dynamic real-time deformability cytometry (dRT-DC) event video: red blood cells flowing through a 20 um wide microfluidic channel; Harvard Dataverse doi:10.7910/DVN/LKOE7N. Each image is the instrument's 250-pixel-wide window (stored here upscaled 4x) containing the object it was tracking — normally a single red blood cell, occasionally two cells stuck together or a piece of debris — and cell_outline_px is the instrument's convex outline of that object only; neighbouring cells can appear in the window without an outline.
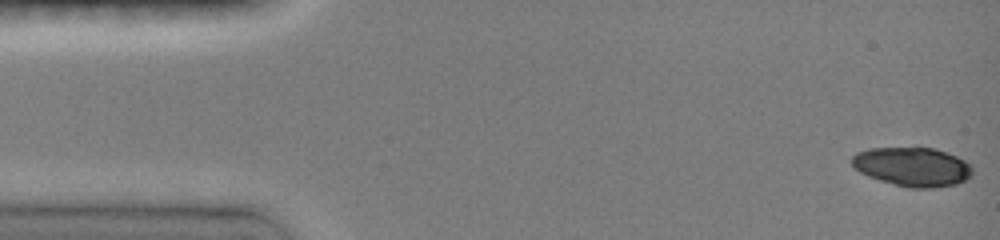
{"species": "common noctule bat (a hibernating species)", "species_latin": "Nyctalus noctula", "temperature_condition": "room temperature", "stored_images_in_passage": 42, "camera_frame_rate_fps": 3000, "um_per_image_px": 0.085, "animal": {"sex": "female", "body_mass_g": 19.0, "forearm_length_mm": 51.5}, "frame": {"image": 1, "passage_image": 1, "time_ms": 0.0, "image_size_px": [1000, 240], "cell_outline_px": [[972, 176], [956, 184], [932, 188], [908, 188], [880, 180], [868, 176], [860, 172], [852, 164], [852, 156], [856, 152], [868, 148], [932, 148], [956, 156], [964, 160], [972, 168]], "centroid_in_image_um": [77.55, 14.18], "position_along_channel_um": 7.5, "area_um2": 27.22}}